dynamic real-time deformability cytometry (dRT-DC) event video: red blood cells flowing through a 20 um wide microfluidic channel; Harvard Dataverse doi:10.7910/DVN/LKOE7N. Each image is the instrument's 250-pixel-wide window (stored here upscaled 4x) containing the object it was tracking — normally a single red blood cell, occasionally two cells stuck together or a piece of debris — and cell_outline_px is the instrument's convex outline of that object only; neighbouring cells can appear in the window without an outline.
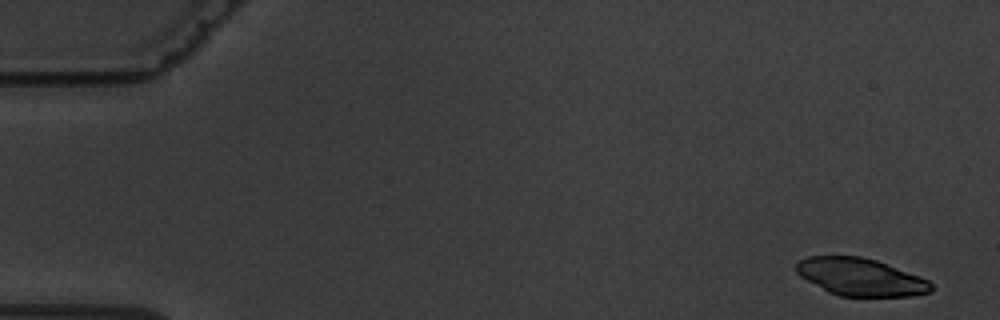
{"species": "common noctule bat (a hibernating species)", "species_latin": "Nyctalus noctula", "temperature_condition": "warm", "stored_images_in_passage": 4, "camera_frame_rate_fps": 3000, "um_per_image_px": 0.085, "animal": {"sex": "male", "body_mass_g": 19.5, "forearm_length_mm": 54.6}, "frame": {"image": 1, "passage_image": 1, "time_ms": 0.0, "image_size_px": [1000, 320], "cell_outline_px": [[932, 292], [912, 296], [840, 296], [828, 292], [800, 276], [796, 272], [796, 264], [800, 260], [808, 256], [860, 256], [876, 260], [920, 276], [928, 280], [932, 284]], "centroid_in_image_um": [73.15, 23.55], "position_along_channel_um": 11.8, "area_um2": 29.42}}